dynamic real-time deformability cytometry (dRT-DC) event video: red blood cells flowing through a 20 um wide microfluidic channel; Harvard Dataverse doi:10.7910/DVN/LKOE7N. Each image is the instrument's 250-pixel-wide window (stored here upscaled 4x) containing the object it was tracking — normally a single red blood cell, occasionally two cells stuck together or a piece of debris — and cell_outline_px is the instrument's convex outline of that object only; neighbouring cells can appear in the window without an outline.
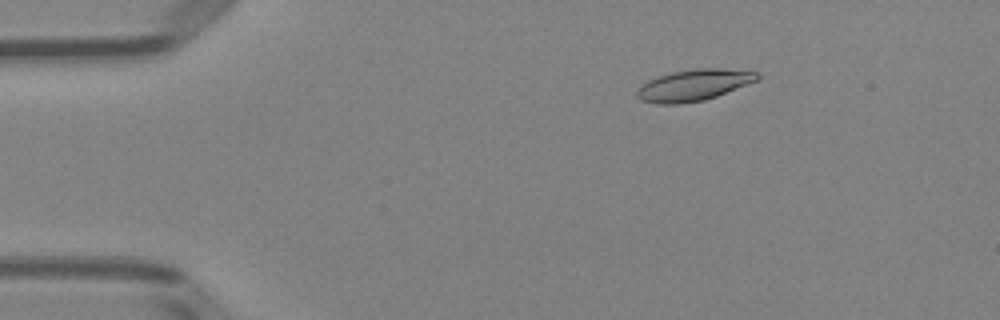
{"species": "Egyptian fruit bat (a non-hibernating species)", "species_latin": "Rousettus aegyptiacus", "temperature_condition": "room temperature", "stored_images_in_passage": 7, "camera_frame_rate_fps": 3000, "um_per_image_px": 0.085, "animal": {"sex": "female"}, "frame": {"image": 1, "passage_image": 2, "time_ms": 2.0, "image_size_px": [1000, 320], "cell_outline_px": [[760, 76], [756, 80], [716, 96], [704, 100], [680, 104], [656, 104], [640, 100], [636, 96], [636, 92], [640, 84], [648, 80], [672, 72], [692, 68], [724, 68], [760, 72]], "centroid_in_image_um": [58.92, 7.23], "position_along_channel_um": 26.1, "area_um2": 22.02}}
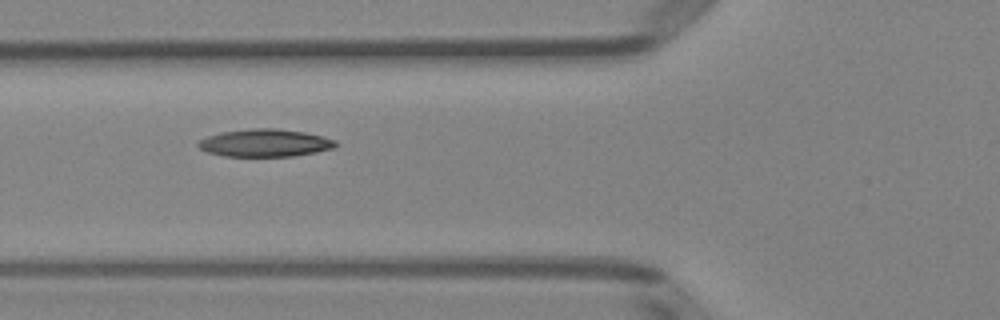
{"frame": {"image": 2, "passage_image": 5, "time_ms": 5.667, "image_size_px": [1000, 320], "cell_outline_px": [[336, 144], [332, 148], [316, 152], [292, 156], [224, 156], [208, 152], [200, 148], [196, 144], [200, 140], [208, 136], [220, 132], [248, 128], [276, 128], [304, 132], [324, 136], [336, 140]], "centroid_in_image_um": [22.51, 12.14], "position_along_channel_um": 103.3, "area_um2": 22.08}}
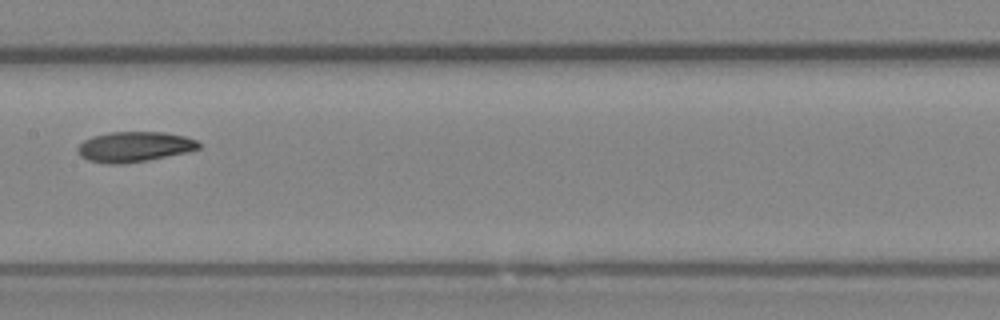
{"frame": {"image": 3, "passage_image": 7, "time_ms": 8.0, "image_size_px": [1000, 320], "cell_outline_px": [[200, 148], [188, 152], [148, 160], [120, 164], [108, 164], [88, 160], [80, 156], [76, 148], [84, 140], [92, 136], [108, 132], [164, 132], [184, 136], [196, 140], [200, 144]], "centroid_in_image_um": [11.4, 12.47], "position_along_channel_um": 196.0, "area_um2": 21.39}}